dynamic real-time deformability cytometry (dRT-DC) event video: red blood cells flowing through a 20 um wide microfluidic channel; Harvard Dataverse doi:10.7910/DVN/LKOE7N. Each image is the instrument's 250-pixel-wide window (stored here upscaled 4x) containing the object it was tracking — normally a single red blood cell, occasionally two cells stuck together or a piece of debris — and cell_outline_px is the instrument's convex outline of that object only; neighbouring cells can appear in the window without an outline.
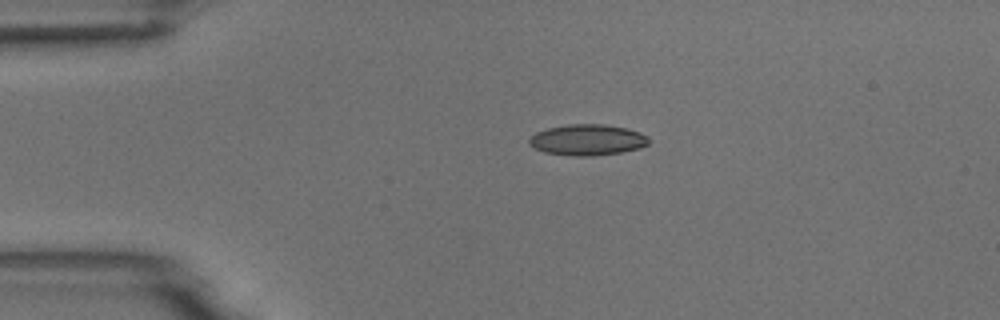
{"species": "common noctule bat (a hibernating species)", "species_latin": "Nyctalus noctula", "temperature_condition": "room temperature", "stored_images_in_passage": 2, "camera_frame_rate_fps": 3000, "um_per_image_px": 0.085, "animal": {"sex": "male", "body_mass_g": 18.8}, "frame": {"image": 1, "passage_image": 1, "time_ms": 0.0, "image_size_px": [1000, 320], "cell_outline_px": [[648, 144], [640, 148], [620, 152], [592, 156], [572, 156], [544, 152], [528, 144], [528, 140], [536, 132], [548, 128], [568, 124], [604, 124], [628, 128], [640, 132], [648, 136]], "centroid_in_image_um": [49.94, 11.88], "position_along_channel_um": 35.1, "area_um2": 21.62}}